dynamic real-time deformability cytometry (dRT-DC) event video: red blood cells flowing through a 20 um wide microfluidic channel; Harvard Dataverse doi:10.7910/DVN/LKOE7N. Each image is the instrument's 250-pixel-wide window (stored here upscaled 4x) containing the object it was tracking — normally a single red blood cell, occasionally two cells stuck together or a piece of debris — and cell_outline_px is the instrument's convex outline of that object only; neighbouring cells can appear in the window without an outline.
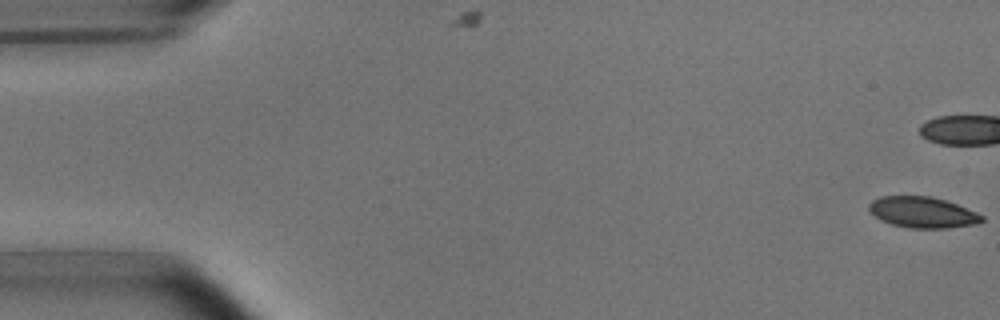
{"species": "common noctule bat (a hibernating species)", "species_latin": "Nyctalus noctula", "temperature_condition": "room temperature", "stored_images_in_passage": 7, "camera_frame_rate_fps": 3000, "um_per_image_px": 0.085, "animal": {"sex": "male", "body_mass_g": 15.6}, "frame": {"image": 1, "passage_image": 1, "time_ms": 0.0, "image_size_px": [1000, 320], "cell_outline_px": [[984, 220], [976, 224], [948, 228], [908, 228], [892, 224], [880, 220], [868, 208], [868, 204], [872, 200], [880, 196], [932, 196], [956, 204], [976, 212], [984, 216]], "centroid_in_image_um": [78.42, 18.05], "position_along_channel_um": 6.6, "area_um2": 20.35}}